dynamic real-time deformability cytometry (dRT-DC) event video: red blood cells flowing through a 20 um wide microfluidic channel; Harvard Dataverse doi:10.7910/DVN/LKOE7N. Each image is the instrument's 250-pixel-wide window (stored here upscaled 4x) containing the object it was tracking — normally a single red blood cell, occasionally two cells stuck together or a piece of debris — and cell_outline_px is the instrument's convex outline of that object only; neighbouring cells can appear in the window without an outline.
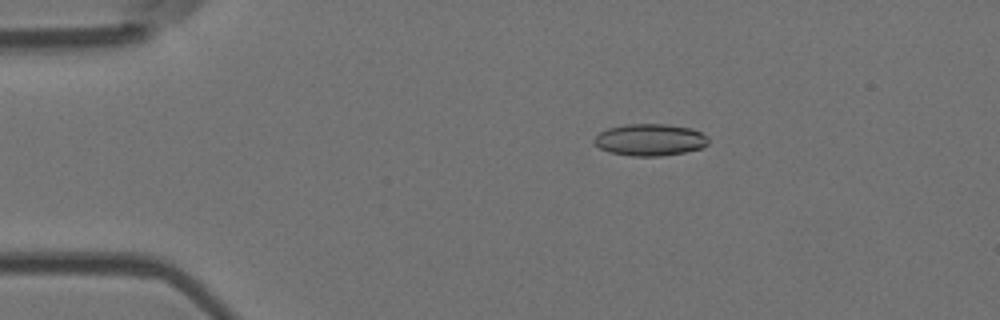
{"species": "Egyptian fruit bat (a non-hibernating species)", "species_latin": "Rousettus aegyptiacus", "temperature_condition": "room temperature", "stored_images_in_passage": 54, "camera_frame_rate_fps": 3000, "um_per_image_px": 0.085, "animal": {"sex": "female"}, "frame": {"image": 1, "passage_image": 10, "time_ms": 3.0, "image_size_px": [1000, 320], "cell_outline_px": [[708, 144], [704, 148], [684, 152], [660, 156], [632, 156], [608, 152], [600, 148], [592, 140], [600, 132], [608, 128], [624, 124], [668, 124], [692, 128], [708, 136]], "centroid_in_image_um": [55.27, 11.88], "position_along_channel_um": 29.7, "area_um2": 21.39}}
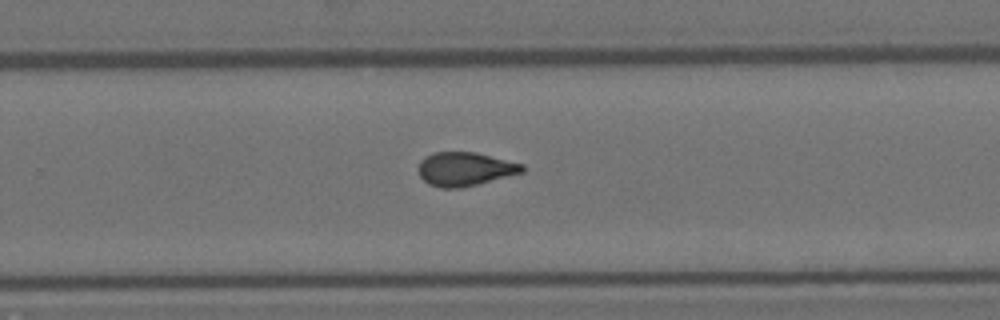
{"frame": {"image": 2, "passage_image": 35, "time_ms": 11.333, "image_size_px": [1000, 320], "cell_outline_px": [[524, 172], [460, 188], [440, 188], [428, 184], [420, 176], [420, 160], [424, 156], [432, 152], [476, 152], [524, 164]], "centroid_in_image_um": [39.51, 14.36], "position_along_channel_um": 290.3, "area_um2": 20.35}}
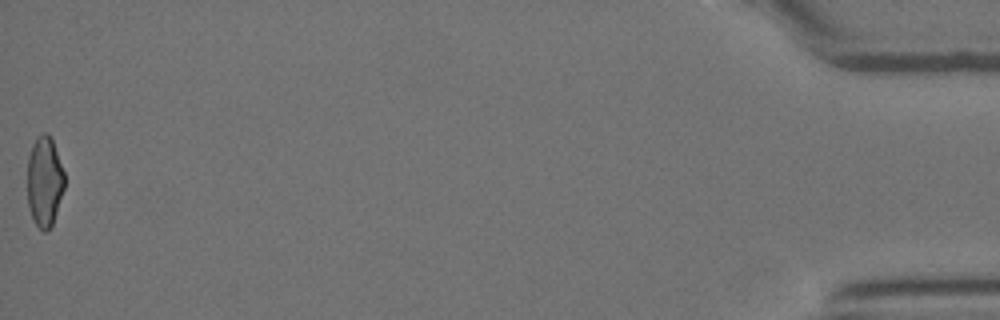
{"frame": {"image": 3, "passage_image": 54, "time_ms": 17.667, "image_size_px": [1000, 320], "cell_outline_px": [[64, 188], [52, 224], [48, 232], [44, 232], [36, 224], [28, 208], [28, 156], [32, 144], [36, 136], [44, 132], [48, 132], [52, 140], [64, 172]], "centroid_in_image_um": [3.77, 15.4], "position_along_channel_um": 431.4, "area_um2": 19.42}, "authors_computed_cell_mechanics": {"area_um2": 20.6346, "velocity_mm_per_s": 3.777, "shape_relaxation_time_tau1_ms": null, "shape_relaxation_time_tau2_ms": 1.967, "deformation_change_tau1": null, "deformation_change_tau2": 0.0841}}